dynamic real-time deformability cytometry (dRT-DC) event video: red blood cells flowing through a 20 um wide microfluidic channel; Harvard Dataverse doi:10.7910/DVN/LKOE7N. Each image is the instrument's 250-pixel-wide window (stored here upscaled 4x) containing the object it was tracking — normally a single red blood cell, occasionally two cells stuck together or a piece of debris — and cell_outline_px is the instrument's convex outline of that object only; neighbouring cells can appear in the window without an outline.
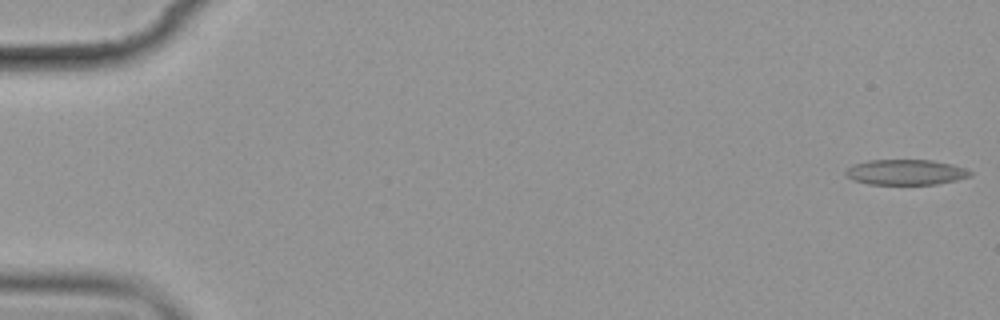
{"species": "common noctule bat (a hibernating species)", "species_latin": "Nyctalus noctula", "temperature_condition": "cold", "stored_images_in_passage": 9, "camera_frame_rate_fps": 3000, "um_per_image_px": 0.085, "animal": {"sex": "female", "body_mass_g": 19.9}, "frame": {"image": 1, "passage_image": 1, "time_ms": 0.0, "image_size_px": [1000, 320], "cell_outline_px": [[972, 176], [956, 180], [936, 184], [868, 184], [852, 180], [844, 172], [852, 164], [868, 160], [932, 160], [952, 164], [968, 168], [972, 172]], "centroid_in_image_um": [77.01, 14.63], "position_along_channel_um": 8.0, "area_um2": 18.55}}
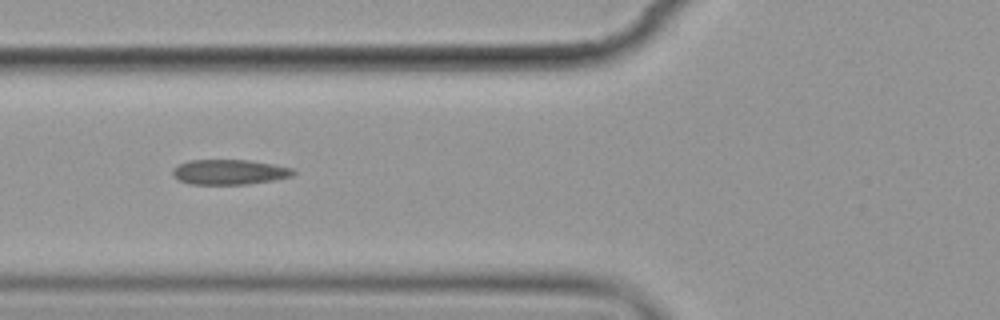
{"frame": {"image": 2, "passage_image": 7, "time_ms": 7.0, "image_size_px": [1000, 320], "cell_outline_px": [[296, 172], [292, 176], [276, 180], [248, 184], [192, 184], [180, 180], [172, 176], [172, 168], [188, 160], [248, 160], [272, 164], [292, 168]], "centroid_in_image_um": [19.5, 14.62], "position_along_channel_um": 106.3, "area_um2": 17.63}}
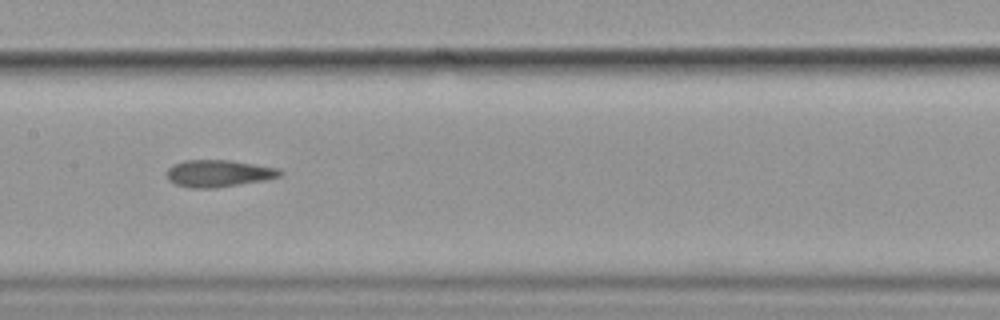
{"frame": {"image": 3, "passage_image": 9, "time_ms": 9.333, "image_size_px": [1000, 320], "cell_outline_px": [[284, 176], [264, 180], [212, 188], [188, 188], [176, 184], [168, 180], [164, 172], [172, 164], [184, 160], [232, 160], [280, 168], [284, 172]], "centroid_in_image_um": [18.58, 14.73], "position_along_channel_um": 188.8, "area_um2": 18.15}}